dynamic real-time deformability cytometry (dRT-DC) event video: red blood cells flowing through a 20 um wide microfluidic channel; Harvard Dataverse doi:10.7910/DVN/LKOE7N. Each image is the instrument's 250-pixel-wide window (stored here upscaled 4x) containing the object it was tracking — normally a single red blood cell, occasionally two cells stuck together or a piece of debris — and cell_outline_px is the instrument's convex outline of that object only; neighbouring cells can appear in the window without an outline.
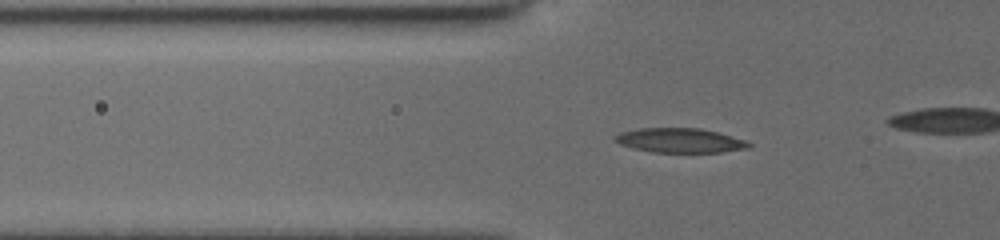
{"species": "common noctule bat (a hibernating species)", "species_latin": "Nyctalus noctula", "temperature_condition": "cold", "stored_images_in_passage": 48, "camera_frame_rate_fps": 3000, "um_per_image_px": 0.085, "animal": {"sex": "female", "body_mass_g": 19.5, "forearm_length_mm": 54.1}, "frame": {"image": 1, "passage_image": 19, "time_ms": 6.0, "image_size_px": [1000, 240], "cell_outline_px": [[752, 148], [720, 152], [652, 152], [632, 148], [620, 144], [612, 136], [620, 132], [640, 128], [700, 128], [732, 136], [744, 140], [752, 144]], "centroid_in_image_um": [57.8, 11.94], "position_along_channel_um": 68.0, "area_um2": 19.07}}
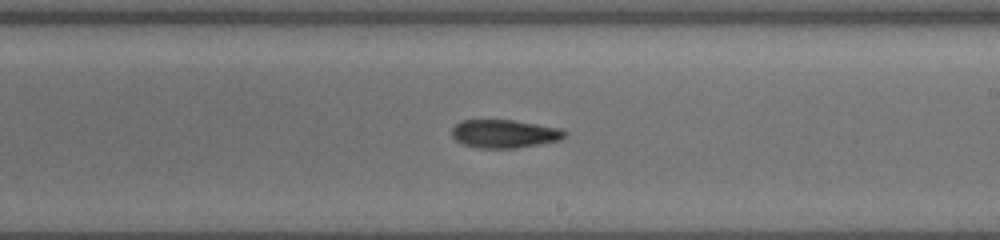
{"frame": {"image": 2, "passage_image": 33, "time_ms": 10.667, "image_size_px": [1000, 240], "cell_outline_px": [[568, 136], [560, 140], [516, 148], [476, 148], [464, 144], [456, 140], [452, 136], [452, 128], [460, 120], [512, 120], [560, 128], [568, 132]], "centroid_in_image_um": [42.89, 11.37], "position_along_channel_um": 246.1, "area_um2": 18.61}}
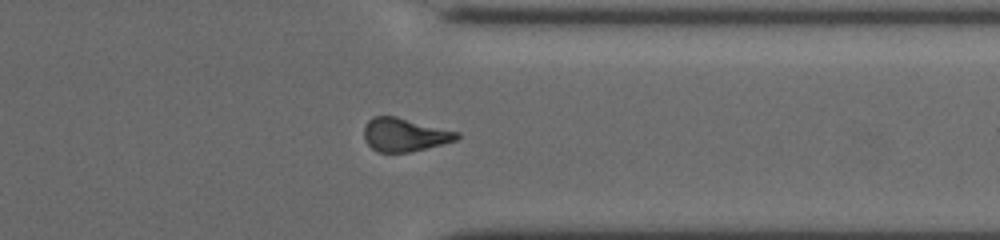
{"frame": {"image": 3, "passage_image": 43, "time_ms": 14.0, "image_size_px": [1000, 240], "cell_outline_px": [[460, 136], [456, 140], [408, 152], [376, 152], [364, 140], [364, 128], [368, 120], [372, 116], [396, 116], [460, 132]], "centroid_in_image_um": [34.36, 11.44], "position_along_channel_um": 377.0, "area_um2": 17.98}}